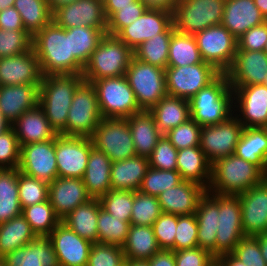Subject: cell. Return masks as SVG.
<instances>
[{"label": "cell", "instance_id": "cell-64", "mask_svg": "<svg viewBox=\"0 0 267 266\" xmlns=\"http://www.w3.org/2000/svg\"><path fill=\"white\" fill-rule=\"evenodd\" d=\"M147 9H158L174 12L177 3L181 0H139Z\"/></svg>", "mask_w": 267, "mask_h": 266}, {"label": "cell", "instance_id": "cell-59", "mask_svg": "<svg viewBox=\"0 0 267 266\" xmlns=\"http://www.w3.org/2000/svg\"><path fill=\"white\" fill-rule=\"evenodd\" d=\"M231 254L247 266H267L255 236H244Z\"/></svg>", "mask_w": 267, "mask_h": 266}, {"label": "cell", "instance_id": "cell-42", "mask_svg": "<svg viewBox=\"0 0 267 266\" xmlns=\"http://www.w3.org/2000/svg\"><path fill=\"white\" fill-rule=\"evenodd\" d=\"M195 37L175 31L170 39L167 67H180L201 63Z\"/></svg>", "mask_w": 267, "mask_h": 266}, {"label": "cell", "instance_id": "cell-27", "mask_svg": "<svg viewBox=\"0 0 267 266\" xmlns=\"http://www.w3.org/2000/svg\"><path fill=\"white\" fill-rule=\"evenodd\" d=\"M265 21L254 0H226L221 24L235 38Z\"/></svg>", "mask_w": 267, "mask_h": 266}, {"label": "cell", "instance_id": "cell-7", "mask_svg": "<svg viewBox=\"0 0 267 266\" xmlns=\"http://www.w3.org/2000/svg\"><path fill=\"white\" fill-rule=\"evenodd\" d=\"M125 77L141 110L149 111L167 95L165 69L133 57Z\"/></svg>", "mask_w": 267, "mask_h": 266}, {"label": "cell", "instance_id": "cell-75", "mask_svg": "<svg viewBox=\"0 0 267 266\" xmlns=\"http://www.w3.org/2000/svg\"><path fill=\"white\" fill-rule=\"evenodd\" d=\"M263 85L267 87V75H266L265 81L263 82Z\"/></svg>", "mask_w": 267, "mask_h": 266}, {"label": "cell", "instance_id": "cell-35", "mask_svg": "<svg viewBox=\"0 0 267 266\" xmlns=\"http://www.w3.org/2000/svg\"><path fill=\"white\" fill-rule=\"evenodd\" d=\"M149 112L163 135L191 118L189 100L170 95L159 100Z\"/></svg>", "mask_w": 267, "mask_h": 266}, {"label": "cell", "instance_id": "cell-26", "mask_svg": "<svg viewBox=\"0 0 267 266\" xmlns=\"http://www.w3.org/2000/svg\"><path fill=\"white\" fill-rule=\"evenodd\" d=\"M40 84L0 86V112L12 125L24 112L38 106Z\"/></svg>", "mask_w": 267, "mask_h": 266}, {"label": "cell", "instance_id": "cell-36", "mask_svg": "<svg viewBox=\"0 0 267 266\" xmlns=\"http://www.w3.org/2000/svg\"><path fill=\"white\" fill-rule=\"evenodd\" d=\"M234 154L257 165L267 175V127L244 128Z\"/></svg>", "mask_w": 267, "mask_h": 266}, {"label": "cell", "instance_id": "cell-29", "mask_svg": "<svg viewBox=\"0 0 267 266\" xmlns=\"http://www.w3.org/2000/svg\"><path fill=\"white\" fill-rule=\"evenodd\" d=\"M11 127L15 131L20 147L29 143L52 140L59 135L39 105L24 112Z\"/></svg>", "mask_w": 267, "mask_h": 266}, {"label": "cell", "instance_id": "cell-61", "mask_svg": "<svg viewBox=\"0 0 267 266\" xmlns=\"http://www.w3.org/2000/svg\"><path fill=\"white\" fill-rule=\"evenodd\" d=\"M267 42V21L247 30L237 39L240 50L264 51Z\"/></svg>", "mask_w": 267, "mask_h": 266}, {"label": "cell", "instance_id": "cell-66", "mask_svg": "<svg viewBox=\"0 0 267 266\" xmlns=\"http://www.w3.org/2000/svg\"><path fill=\"white\" fill-rule=\"evenodd\" d=\"M217 259L223 264V266H247L236 259L231 253L220 255Z\"/></svg>", "mask_w": 267, "mask_h": 266}, {"label": "cell", "instance_id": "cell-3", "mask_svg": "<svg viewBox=\"0 0 267 266\" xmlns=\"http://www.w3.org/2000/svg\"><path fill=\"white\" fill-rule=\"evenodd\" d=\"M266 177L257 165L233 154L211 164V178L207 191L238 195L261 183Z\"/></svg>", "mask_w": 267, "mask_h": 266}, {"label": "cell", "instance_id": "cell-67", "mask_svg": "<svg viewBox=\"0 0 267 266\" xmlns=\"http://www.w3.org/2000/svg\"><path fill=\"white\" fill-rule=\"evenodd\" d=\"M258 239L261 248L262 256L267 263V232L255 236Z\"/></svg>", "mask_w": 267, "mask_h": 266}, {"label": "cell", "instance_id": "cell-70", "mask_svg": "<svg viewBox=\"0 0 267 266\" xmlns=\"http://www.w3.org/2000/svg\"><path fill=\"white\" fill-rule=\"evenodd\" d=\"M75 0H48L50 8L52 11H54L57 7L63 5V4H68L71 3Z\"/></svg>", "mask_w": 267, "mask_h": 266}, {"label": "cell", "instance_id": "cell-2", "mask_svg": "<svg viewBox=\"0 0 267 266\" xmlns=\"http://www.w3.org/2000/svg\"><path fill=\"white\" fill-rule=\"evenodd\" d=\"M83 81L82 74H49L41 78L38 105L60 135L66 136V120L73 94Z\"/></svg>", "mask_w": 267, "mask_h": 266}, {"label": "cell", "instance_id": "cell-49", "mask_svg": "<svg viewBox=\"0 0 267 266\" xmlns=\"http://www.w3.org/2000/svg\"><path fill=\"white\" fill-rule=\"evenodd\" d=\"M181 181L182 178L177 170H158L149 167L139 191L157 197L163 191L175 187Z\"/></svg>", "mask_w": 267, "mask_h": 266}, {"label": "cell", "instance_id": "cell-41", "mask_svg": "<svg viewBox=\"0 0 267 266\" xmlns=\"http://www.w3.org/2000/svg\"><path fill=\"white\" fill-rule=\"evenodd\" d=\"M25 30L33 36L53 21V11L48 0H15Z\"/></svg>", "mask_w": 267, "mask_h": 266}, {"label": "cell", "instance_id": "cell-24", "mask_svg": "<svg viewBox=\"0 0 267 266\" xmlns=\"http://www.w3.org/2000/svg\"><path fill=\"white\" fill-rule=\"evenodd\" d=\"M41 78L39 61L32 48L20 55L0 58V86L40 84Z\"/></svg>", "mask_w": 267, "mask_h": 266}, {"label": "cell", "instance_id": "cell-13", "mask_svg": "<svg viewBox=\"0 0 267 266\" xmlns=\"http://www.w3.org/2000/svg\"><path fill=\"white\" fill-rule=\"evenodd\" d=\"M243 130L234 116L216 125L202 126L199 147L209 163L233 155Z\"/></svg>", "mask_w": 267, "mask_h": 266}, {"label": "cell", "instance_id": "cell-72", "mask_svg": "<svg viewBox=\"0 0 267 266\" xmlns=\"http://www.w3.org/2000/svg\"><path fill=\"white\" fill-rule=\"evenodd\" d=\"M15 0H0V11H3L6 8L13 7Z\"/></svg>", "mask_w": 267, "mask_h": 266}, {"label": "cell", "instance_id": "cell-71", "mask_svg": "<svg viewBox=\"0 0 267 266\" xmlns=\"http://www.w3.org/2000/svg\"><path fill=\"white\" fill-rule=\"evenodd\" d=\"M9 128H11L10 123L4 118V116L0 112V134L4 133Z\"/></svg>", "mask_w": 267, "mask_h": 266}, {"label": "cell", "instance_id": "cell-19", "mask_svg": "<svg viewBox=\"0 0 267 266\" xmlns=\"http://www.w3.org/2000/svg\"><path fill=\"white\" fill-rule=\"evenodd\" d=\"M242 229L246 236L267 232V177L259 184L238 194Z\"/></svg>", "mask_w": 267, "mask_h": 266}, {"label": "cell", "instance_id": "cell-54", "mask_svg": "<svg viewBox=\"0 0 267 266\" xmlns=\"http://www.w3.org/2000/svg\"><path fill=\"white\" fill-rule=\"evenodd\" d=\"M198 224L195 214L178 215L174 251L198 247Z\"/></svg>", "mask_w": 267, "mask_h": 266}, {"label": "cell", "instance_id": "cell-55", "mask_svg": "<svg viewBox=\"0 0 267 266\" xmlns=\"http://www.w3.org/2000/svg\"><path fill=\"white\" fill-rule=\"evenodd\" d=\"M146 10V6L139 0L132 2V6L119 7V9L107 19V34L116 36L124 27L132 24V22L138 19Z\"/></svg>", "mask_w": 267, "mask_h": 266}, {"label": "cell", "instance_id": "cell-47", "mask_svg": "<svg viewBox=\"0 0 267 266\" xmlns=\"http://www.w3.org/2000/svg\"><path fill=\"white\" fill-rule=\"evenodd\" d=\"M158 198L138 191H134V203L130 224L138 226H153L155 220L162 214Z\"/></svg>", "mask_w": 267, "mask_h": 266}, {"label": "cell", "instance_id": "cell-15", "mask_svg": "<svg viewBox=\"0 0 267 266\" xmlns=\"http://www.w3.org/2000/svg\"><path fill=\"white\" fill-rule=\"evenodd\" d=\"M92 148L91 138L59 134L55 138L58 177L83 178Z\"/></svg>", "mask_w": 267, "mask_h": 266}, {"label": "cell", "instance_id": "cell-22", "mask_svg": "<svg viewBox=\"0 0 267 266\" xmlns=\"http://www.w3.org/2000/svg\"><path fill=\"white\" fill-rule=\"evenodd\" d=\"M234 91L243 118L238 121L247 127H267V87L263 84L249 86H230ZM236 96V97H235ZM243 120V121H242Z\"/></svg>", "mask_w": 267, "mask_h": 266}, {"label": "cell", "instance_id": "cell-63", "mask_svg": "<svg viewBox=\"0 0 267 266\" xmlns=\"http://www.w3.org/2000/svg\"><path fill=\"white\" fill-rule=\"evenodd\" d=\"M148 263L150 266H175L174 251L160 250L148 260Z\"/></svg>", "mask_w": 267, "mask_h": 266}, {"label": "cell", "instance_id": "cell-44", "mask_svg": "<svg viewBox=\"0 0 267 266\" xmlns=\"http://www.w3.org/2000/svg\"><path fill=\"white\" fill-rule=\"evenodd\" d=\"M70 31V45L73 56L85 66L101 38L105 35L95 27H73Z\"/></svg>", "mask_w": 267, "mask_h": 266}, {"label": "cell", "instance_id": "cell-57", "mask_svg": "<svg viewBox=\"0 0 267 266\" xmlns=\"http://www.w3.org/2000/svg\"><path fill=\"white\" fill-rule=\"evenodd\" d=\"M178 215L162 213L153 223L157 244L161 250L174 251Z\"/></svg>", "mask_w": 267, "mask_h": 266}, {"label": "cell", "instance_id": "cell-37", "mask_svg": "<svg viewBox=\"0 0 267 266\" xmlns=\"http://www.w3.org/2000/svg\"><path fill=\"white\" fill-rule=\"evenodd\" d=\"M99 205V198H91L86 203L77 206L61 222L80 237L92 243L98 242Z\"/></svg>", "mask_w": 267, "mask_h": 266}, {"label": "cell", "instance_id": "cell-53", "mask_svg": "<svg viewBox=\"0 0 267 266\" xmlns=\"http://www.w3.org/2000/svg\"><path fill=\"white\" fill-rule=\"evenodd\" d=\"M124 262L122 247L99 242L92 243L87 266H123Z\"/></svg>", "mask_w": 267, "mask_h": 266}, {"label": "cell", "instance_id": "cell-25", "mask_svg": "<svg viewBox=\"0 0 267 266\" xmlns=\"http://www.w3.org/2000/svg\"><path fill=\"white\" fill-rule=\"evenodd\" d=\"M207 189L192 181L182 180L175 187L157 196L162 212L174 215L195 214L201 197Z\"/></svg>", "mask_w": 267, "mask_h": 266}, {"label": "cell", "instance_id": "cell-20", "mask_svg": "<svg viewBox=\"0 0 267 266\" xmlns=\"http://www.w3.org/2000/svg\"><path fill=\"white\" fill-rule=\"evenodd\" d=\"M59 266H87L92 242L60 222L48 236Z\"/></svg>", "mask_w": 267, "mask_h": 266}, {"label": "cell", "instance_id": "cell-31", "mask_svg": "<svg viewBox=\"0 0 267 266\" xmlns=\"http://www.w3.org/2000/svg\"><path fill=\"white\" fill-rule=\"evenodd\" d=\"M149 167L148 158L137 155L113 162L110 175L111 189L138 191Z\"/></svg>", "mask_w": 267, "mask_h": 266}, {"label": "cell", "instance_id": "cell-68", "mask_svg": "<svg viewBox=\"0 0 267 266\" xmlns=\"http://www.w3.org/2000/svg\"><path fill=\"white\" fill-rule=\"evenodd\" d=\"M254 3L267 20V0H254Z\"/></svg>", "mask_w": 267, "mask_h": 266}, {"label": "cell", "instance_id": "cell-8", "mask_svg": "<svg viewBox=\"0 0 267 266\" xmlns=\"http://www.w3.org/2000/svg\"><path fill=\"white\" fill-rule=\"evenodd\" d=\"M226 0H181L173 12L177 32L194 35L210 26L220 25Z\"/></svg>", "mask_w": 267, "mask_h": 266}, {"label": "cell", "instance_id": "cell-45", "mask_svg": "<svg viewBox=\"0 0 267 266\" xmlns=\"http://www.w3.org/2000/svg\"><path fill=\"white\" fill-rule=\"evenodd\" d=\"M172 34L173 33H159L157 36L146 40L135 48L133 51L134 57L144 63L166 69Z\"/></svg>", "mask_w": 267, "mask_h": 266}, {"label": "cell", "instance_id": "cell-50", "mask_svg": "<svg viewBox=\"0 0 267 266\" xmlns=\"http://www.w3.org/2000/svg\"><path fill=\"white\" fill-rule=\"evenodd\" d=\"M49 184L18 170V195L21 208L48 200Z\"/></svg>", "mask_w": 267, "mask_h": 266}, {"label": "cell", "instance_id": "cell-48", "mask_svg": "<svg viewBox=\"0 0 267 266\" xmlns=\"http://www.w3.org/2000/svg\"><path fill=\"white\" fill-rule=\"evenodd\" d=\"M101 208L119 220L130 222L134 191L110 190L99 198Z\"/></svg>", "mask_w": 267, "mask_h": 266}, {"label": "cell", "instance_id": "cell-4", "mask_svg": "<svg viewBox=\"0 0 267 266\" xmlns=\"http://www.w3.org/2000/svg\"><path fill=\"white\" fill-rule=\"evenodd\" d=\"M233 89L225 73L198 91L190 100V115L201 127L224 122L233 113Z\"/></svg>", "mask_w": 267, "mask_h": 266}, {"label": "cell", "instance_id": "cell-74", "mask_svg": "<svg viewBox=\"0 0 267 266\" xmlns=\"http://www.w3.org/2000/svg\"><path fill=\"white\" fill-rule=\"evenodd\" d=\"M0 266H7L3 258H0Z\"/></svg>", "mask_w": 267, "mask_h": 266}, {"label": "cell", "instance_id": "cell-28", "mask_svg": "<svg viewBox=\"0 0 267 266\" xmlns=\"http://www.w3.org/2000/svg\"><path fill=\"white\" fill-rule=\"evenodd\" d=\"M195 216L198 224V247L208 250L216 258L219 194L206 191L199 201Z\"/></svg>", "mask_w": 267, "mask_h": 266}, {"label": "cell", "instance_id": "cell-23", "mask_svg": "<svg viewBox=\"0 0 267 266\" xmlns=\"http://www.w3.org/2000/svg\"><path fill=\"white\" fill-rule=\"evenodd\" d=\"M91 198L82 178L57 177L49 183L48 200L61 220Z\"/></svg>", "mask_w": 267, "mask_h": 266}, {"label": "cell", "instance_id": "cell-62", "mask_svg": "<svg viewBox=\"0 0 267 266\" xmlns=\"http://www.w3.org/2000/svg\"><path fill=\"white\" fill-rule=\"evenodd\" d=\"M0 29L2 30H25L21 16L14 7L0 11Z\"/></svg>", "mask_w": 267, "mask_h": 266}, {"label": "cell", "instance_id": "cell-60", "mask_svg": "<svg viewBox=\"0 0 267 266\" xmlns=\"http://www.w3.org/2000/svg\"><path fill=\"white\" fill-rule=\"evenodd\" d=\"M175 266H209L216 258L206 249L196 247L174 251Z\"/></svg>", "mask_w": 267, "mask_h": 266}, {"label": "cell", "instance_id": "cell-17", "mask_svg": "<svg viewBox=\"0 0 267 266\" xmlns=\"http://www.w3.org/2000/svg\"><path fill=\"white\" fill-rule=\"evenodd\" d=\"M18 170L48 184L53 182L58 177L55 139L21 146Z\"/></svg>", "mask_w": 267, "mask_h": 266}, {"label": "cell", "instance_id": "cell-65", "mask_svg": "<svg viewBox=\"0 0 267 266\" xmlns=\"http://www.w3.org/2000/svg\"><path fill=\"white\" fill-rule=\"evenodd\" d=\"M136 1L138 0H103L106 18L108 19L119 7L132 6V2Z\"/></svg>", "mask_w": 267, "mask_h": 266}, {"label": "cell", "instance_id": "cell-21", "mask_svg": "<svg viewBox=\"0 0 267 266\" xmlns=\"http://www.w3.org/2000/svg\"><path fill=\"white\" fill-rule=\"evenodd\" d=\"M230 86L263 84L267 75V54L264 51L240 50L225 72Z\"/></svg>", "mask_w": 267, "mask_h": 266}, {"label": "cell", "instance_id": "cell-16", "mask_svg": "<svg viewBox=\"0 0 267 266\" xmlns=\"http://www.w3.org/2000/svg\"><path fill=\"white\" fill-rule=\"evenodd\" d=\"M53 21L62 28L95 27L107 34L103 0H75L53 11Z\"/></svg>", "mask_w": 267, "mask_h": 266}, {"label": "cell", "instance_id": "cell-34", "mask_svg": "<svg viewBox=\"0 0 267 266\" xmlns=\"http://www.w3.org/2000/svg\"><path fill=\"white\" fill-rule=\"evenodd\" d=\"M176 161L177 171L182 180L198 183L208 189L211 178V164L199 146L178 150Z\"/></svg>", "mask_w": 267, "mask_h": 266}, {"label": "cell", "instance_id": "cell-58", "mask_svg": "<svg viewBox=\"0 0 267 266\" xmlns=\"http://www.w3.org/2000/svg\"><path fill=\"white\" fill-rule=\"evenodd\" d=\"M20 162V146L11 127L0 134V169H16Z\"/></svg>", "mask_w": 267, "mask_h": 266}, {"label": "cell", "instance_id": "cell-52", "mask_svg": "<svg viewBox=\"0 0 267 266\" xmlns=\"http://www.w3.org/2000/svg\"><path fill=\"white\" fill-rule=\"evenodd\" d=\"M201 126L192 118L169 130L165 136L177 149L200 145Z\"/></svg>", "mask_w": 267, "mask_h": 266}, {"label": "cell", "instance_id": "cell-32", "mask_svg": "<svg viewBox=\"0 0 267 266\" xmlns=\"http://www.w3.org/2000/svg\"><path fill=\"white\" fill-rule=\"evenodd\" d=\"M137 156L148 158L162 137L152 114L142 110L126 118Z\"/></svg>", "mask_w": 267, "mask_h": 266}, {"label": "cell", "instance_id": "cell-43", "mask_svg": "<svg viewBox=\"0 0 267 266\" xmlns=\"http://www.w3.org/2000/svg\"><path fill=\"white\" fill-rule=\"evenodd\" d=\"M22 216L37 237H48L61 222L49 200L22 208Z\"/></svg>", "mask_w": 267, "mask_h": 266}, {"label": "cell", "instance_id": "cell-56", "mask_svg": "<svg viewBox=\"0 0 267 266\" xmlns=\"http://www.w3.org/2000/svg\"><path fill=\"white\" fill-rule=\"evenodd\" d=\"M177 154L178 150L162 135L148 157L150 167L158 170H177Z\"/></svg>", "mask_w": 267, "mask_h": 266}, {"label": "cell", "instance_id": "cell-73", "mask_svg": "<svg viewBox=\"0 0 267 266\" xmlns=\"http://www.w3.org/2000/svg\"><path fill=\"white\" fill-rule=\"evenodd\" d=\"M209 266H223V264L216 258Z\"/></svg>", "mask_w": 267, "mask_h": 266}, {"label": "cell", "instance_id": "cell-11", "mask_svg": "<svg viewBox=\"0 0 267 266\" xmlns=\"http://www.w3.org/2000/svg\"><path fill=\"white\" fill-rule=\"evenodd\" d=\"M220 74L221 72L213 65L204 61L188 66L167 67L165 69L167 95L190 100Z\"/></svg>", "mask_w": 267, "mask_h": 266}, {"label": "cell", "instance_id": "cell-46", "mask_svg": "<svg viewBox=\"0 0 267 266\" xmlns=\"http://www.w3.org/2000/svg\"><path fill=\"white\" fill-rule=\"evenodd\" d=\"M130 225V222L113 217L99 205L97 220L99 243L122 247L126 242Z\"/></svg>", "mask_w": 267, "mask_h": 266}, {"label": "cell", "instance_id": "cell-18", "mask_svg": "<svg viewBox=\"0 0 267 266\" xmlns=\"http://www.w3.org/2000/svg\"><path fill=\"white\" fill-rule=\"evenodd\" d=\"M175 31L172 12L147 9L116 36L134 51L140 44L159 33H174Z\"/></svg>", "mask_w": 267, "mask_h": 266}, {"label": "cell", "instance_id": "cell-5", "mask_svg": "<svg viewBox=\"0 0 267 266\" xmlns=\"http://www.w3.org/2000/svg\"><path fill=\"white\" fill-rule=\"evenodd\" d=\"M133 57V50L117 36L105 34L84 66L82 76L84 80L123 76Z\"/></svg>", "mask_w": 267, "mask_h": 266}, {"label": "cell", "instance_id": "cell-30", "mask_svg": "<svg viewBox=\"0 0 267 266\" xmlns=\"http://www.w3.org/2000/svg\"><path fill=\"white\" fill-rule=\"evenodd\" d=\"M3 259L7 266H59L57 255L48 237H36Z\"/></svg>", "mask_w": 267, "mask_h": 266}, {"label": "cell", "instance_id": "cell-10", "mask_svg": "<svg viewBox=\"0 0 267 266\" xmlns=\"http://www.w3.org/2000/svg\"><path fill=\"white\" fill-rule=\"evenodd\" d=\"M90 138L93 147L104 152L112 163L136 156L126 119L103 118Z\"/></svg>", "mask_w": 267, "mask_h": 266}, {"label": "cell", "instance_id": "cell-39", "mask_svg": "<svg viewBox=\"0 0 267 266\" xmlns=\"http://www.w3.org/2000/svg\"><path fill=\"white\" fill-rule=\"evenodd\" d=\"M36 237L22 215L0 224V258L29 244Z\"/></svg>", "mask_w": 267, "mask_h": 266}, {"label": "cell", "instance_id": "cell-1", "mask_svg": "<svg viewBox=\"0 0 267 266\" xmlns=\"http://www.w3.org/2000/svg\"><path fill=\"white\" fill-rule=\"evenodd\" d=\"M42 76L49 74H82L84 66L71 53L70 31L54 21L32 36Z\"/></svg>", "mask_w": 267, "mask_h": 266}, {"label": "cell", "instance_id": "cell-6", "mask_svg": "<svg viewBox=\"0 0 267 266\" xmlns=\"http://www.w3.org/2000/svg\"><path fill=\"white\" fill-rule=\"evenodd\" d=\"M84 81L92 83L96 89L102 118L126 119L142 111L125 75Z\"/></svg>", "mask_w": 267, "mask_h": 266}, {"label": "cell", "instance_id": "cell-33", "mask_svg": "<svg viewBox=\"0 0 267 266\" xmlns=\"http://www.w3.org/2000/svg\"><path fill=\"white\" fill-rule=\"evenodd\" d=\"M111 167L110 158L104 152L93 147L82 178L85 188L92 198H100L111 190Z\"/></svg>", "mask_w": 267, "mask_h": 266}, {"label": "cell", "instance_id": "cell-40", "mask_svg": "<svg viewBox=\"0 0 267 266\" xmlns=\"http://www.w3.org/2000/svg\"><path fill=\"white\" fill-rule=\"evenodd\" d=\"M22 215L18 195V168L0 169V224Z\"/></svg>", "mask_w": 267, "mask_h": 266}, {"label": "cell", "instance_id": "cell-14", "mask_svg": "<svg viewBox=\"0 0 267 266\" xmlns=\"http://www.w3.org/2000/svg\"><path fill=\"white\" fill-rule=\"evenodd\" d=\"M216 238V258L231 253L246 236L242 229L239 195L219 194V216Z\"/></svg>", "mask_w": 267, "mask_h": 266}, {"label": "cell", "instance_id": "cell-38", "mask_svg": "<svg viewBox=\"0 0 267 266\" xmlns=\"http://www.w3.org/2000/svg\"><path fill=\"white\" fill-rule=\"evenodd\" d=\"M125 259L149 260L161 249L157 244L152 226L131 224L125 244L122 246Z\"/></svg>", "mask_w": 267, "mask_h": 266}, {"label": "cell", "instance_id": "cell-9", "mask_svg": "<svg viewBox=\"0 0 267 266\" xmlns=\"http://www.w3.org/2000/svg\"><path fill=\"white\" fill-rule=\"evenodd\" d=\"M95 87L83 81L75 90L66 120V136L90 138L102 120Z\"/></svg>", "mask_w": 267, "mask_h": 266}, {"label": "cell", "instance_id": "cell-76", "mask_svg": "<svg viewBox=\"0 0 267 266\" xmlns=\"http://www.w3.org/2000/svg\"><path fill=\"white\" fill-rule=\"evenodd\" d=\"M264 52L267 54V42H266V46H265Z\"/></svg>", "mask_w": 267, "mask_h": 266}, {"label": "cell", "instance_id": "cell-12", "mask_svg": "<svg viewBox=\"0 0 267 266\" xmlns=\"http://www.w3.org/2000/svg\"><path fill=\"white\" fill-rule=\"evenodd\" d=\"M204 62L225 73L231 66L237 52L235 38L222 24L210 26L193 35Z\"/></svg>", "mask_w": 267, "mask_h": 266}, {"label": "cell", "instance_id": "cell-69", "mask_svg": "<svg viewBox=\"0 0 267 266\" xmlns=\"http://www.w3.org/2000/svg\"><path fill=\"white\" fill-rule=\"evenodd\" d=\"M124 264L126 266H150L148 260H132V259H125Z\"/></svg>", "mask_w": 267, "mask_h": 266}, {"label": "cell", "instance_id": "cell-51", "mask_svg": "<svg viewBox=\"0 0 267 266\" xmlns=\"http://www.w3.org/2000/svg\"><path fill=\"white\" fill-rule=\"evenodd\" d=\"M32 48V36L26 30L0 29V58L28 52Z\"/></svg>", "mask_w": 267, "mask_h": 266}]
</instances>
